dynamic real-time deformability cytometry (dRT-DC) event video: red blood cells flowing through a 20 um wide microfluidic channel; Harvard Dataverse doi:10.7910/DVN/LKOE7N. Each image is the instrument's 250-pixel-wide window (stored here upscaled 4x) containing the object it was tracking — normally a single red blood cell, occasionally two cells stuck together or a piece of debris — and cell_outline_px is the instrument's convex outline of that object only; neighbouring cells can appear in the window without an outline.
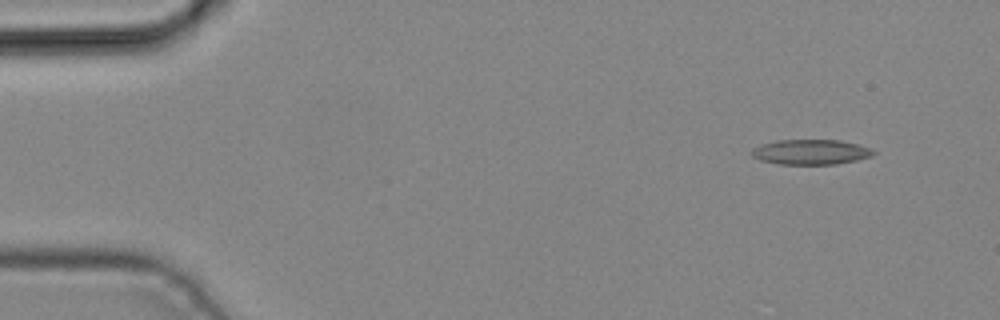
{"species": "common noctule bat (a hibernating species)", "species_latin": "Nyctalus noctula", "temperature_condition": "cold", "stored_images_in_passage": 3, "camera_frame_rate_fps": 3000, "um_per_image_px": 0.085, "animal": {"sex": "male", "body_mass_g": 19.2, "forearm_length_mm": 51.8}, "frame": {"image": 1, "passage_image": 1, "time_ms": 0.0, "image_size_px": [1000, 320], "cell_outline_px": [[876, 152], [872, 156], [856, 160], [836, 164], [780, 164], [760, 160], [752, 156], [752, 148], [760, 144], [776, 140], [840, 140], [872, 148]], "centroid_in_image_um": [68.91, 12.91], "position_along_channel_um": 16.1, "area_um2": 17.8}}
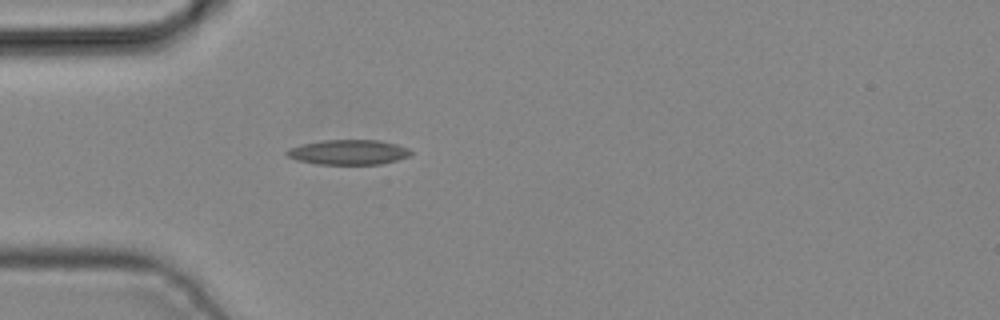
{"frame": {"image": 2, "passage_image": 3, "time_ms": 0.667, "image_size_px": [1000, 320], "cell_outline_px": [[412, 152], [408, 156], [396, 160], [380, 164], [316, 164], [296, 160], [288, 156], [284, 152], [288, 148], [304, 144], [324, 140], [380, 140], [396, 144], [408, 148]], "centroid_in_image_um": [29.6, 12.93], "position_along_channel_um": 55.4, "area_um2": 17.92}}